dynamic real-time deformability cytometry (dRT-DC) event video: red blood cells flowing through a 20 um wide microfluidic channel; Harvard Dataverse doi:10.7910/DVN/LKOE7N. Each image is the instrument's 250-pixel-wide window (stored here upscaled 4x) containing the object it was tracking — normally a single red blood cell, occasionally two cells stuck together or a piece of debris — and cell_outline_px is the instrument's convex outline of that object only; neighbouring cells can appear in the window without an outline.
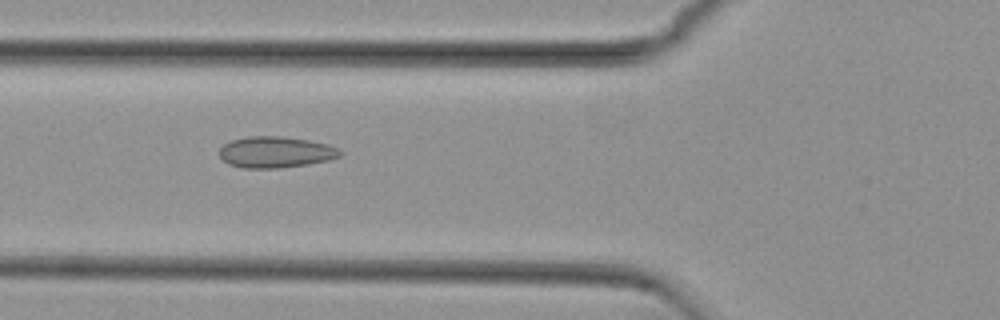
{"species": "common noctule bat (a hibernating species)", "species_latin": "Nyctalus noctula", "temperature_condition": "cold", "stored_images_in_passage": 54, "camera_frame_rate_fps": 3000, "um_per_image_px": 0.085, "animal": {"sex": "female", "body_mass_g": 29.2, "forearm_length_mm": 56.3}, "frame": {"image": 1, "passage_image": 20, "time_ms": 6.333, "image_size_px": [1000, 320], "cell_outline_px": [[340, 156], [328, 160], [308, 164], [280, 168], [244, 168], [228, 164], [220, 156], [220, 148], [224, 144], [232, 140], [248, 136], [280, 136], [308, 140], [328, 144], [336, 148], [340, 152]], "centroid_in_image_um": [23.4, 12.93], "position_along_channel_um": 102.4, "area_um2": 21.79}}
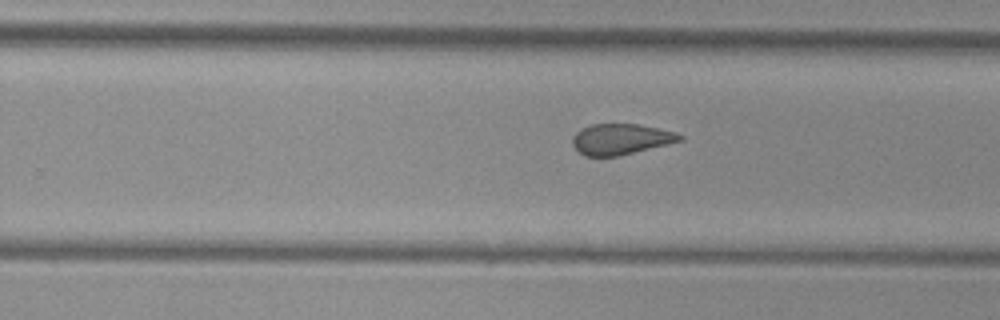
{"frame": {"image": 2, "passage_image": 34, "time_ms": 11.0, "image_size_px": [1000, 320], "cell_outline_px": [[684, 140], [620, 156], [584, 156], [572, 144], [572, 136], [580, 128], [592, 124], [636, 124], [676, 132], [684, 136]], "centroid_in_image_um": [52.77, 11.83], "position_along_channel_um": 277.0, "area_um2": 19.31}}
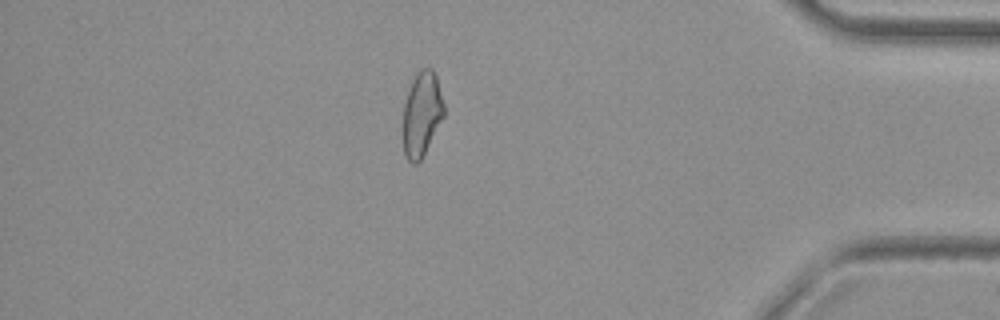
{"frame": {"image": 3, "passage_image": 47, "time_ms": 15.333, "image_size_px": [1000, 320], "cell_outline_px": [[444, 116], [420, 160], [416, 164], [412, 164], [408, 160], [404, 152], [404, 104], [412, 80], [416, 72], [420, 68], [432, 68], [436, 76], [444, 104]], "centroid_in_image_um": [35.86, 9.66], "position_along_channel_um": 399.3, "area_um2": 19.83}, "authors_computed_cell_mechanics": {"area_um2": 21.2126, "velocity_mm_per_s": 3.7376, "shape_relaxation_time_tau1_ms": null, "shape_relaxation_time_tau2_ms": 1.4561, "deformation_change_tau1": null, "deformation_change_tau2": 0.0854}}